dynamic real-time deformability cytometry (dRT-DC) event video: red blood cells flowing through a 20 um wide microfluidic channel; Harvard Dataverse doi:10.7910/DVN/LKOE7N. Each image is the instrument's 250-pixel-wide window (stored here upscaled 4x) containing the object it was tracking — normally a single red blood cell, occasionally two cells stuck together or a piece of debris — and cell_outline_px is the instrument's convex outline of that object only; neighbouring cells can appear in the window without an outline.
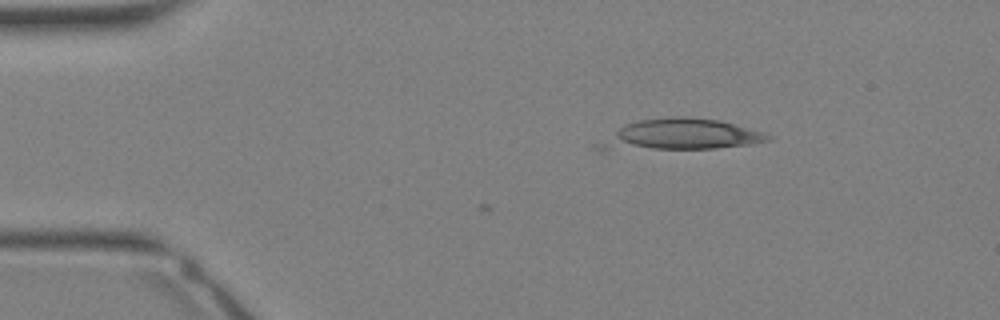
{"species": "Egyptian fruit bat (a non-hibernating species)", "species_latin": "Rousettus aegyptiacus", "temperature_condition": "warm", "stored_images_in_passage": 3, "camera_frame_rate_fps": 3000, "um_per_image_px": 0.085, "animal": {"sex": "female"}, "frame": {"image": 1, "passage_image": 1, "time_ms": 0.0, "image_size_px": [1000, 320], "cell_outline_px": [[776, 136], [772, 140], [752, 144], [716, 148], [652, 148], [632, 144], [616, 136], [616, 132], [624, 124], [636, 120], [672, 116], [680, 116], [720, 120], [764, 132]], "centroid_in_image_um": [58.57, 11.33], "position_along_channel_um": 26.4, "area_um2": 27.05}}